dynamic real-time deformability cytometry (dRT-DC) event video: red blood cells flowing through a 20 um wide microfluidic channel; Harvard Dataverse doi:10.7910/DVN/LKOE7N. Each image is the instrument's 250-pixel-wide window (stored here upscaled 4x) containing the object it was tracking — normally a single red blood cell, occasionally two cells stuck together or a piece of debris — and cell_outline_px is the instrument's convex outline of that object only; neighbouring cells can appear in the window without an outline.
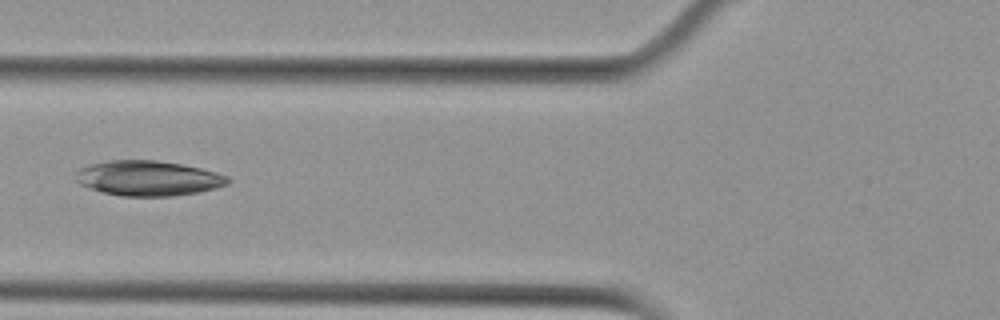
{"species": "Egyptian fruit bat (a non-hibernating species)", "species_latin": "Rousettus aegyptiacus", "temperature_condition": "cold", "stored_images_in_passage": 3, "camera_frame_rate_fps": 3000, "um_per_image_px": 0.085, "animal": {"sex": "female"}, "frame": {"image": 1, "passage_image": 2, "time_ms": 1.333, "image_size_px": [1000, 320], "cell_outline_px": [[232, 180], [228, 184], [216, 188], [200, 192], [172, 196], [120, 196], [104, 192], [80, 184], [76, 180], [76, 172], [80, 168], [92, 164], [108, 160], [156, 160], [180, 164], [200, 168], [216, 172], [228, 176]], "centroid_in_image_um": [12.63, 15.15], "position_along_channel_um": 113.2, "area_um2": 31.04}}
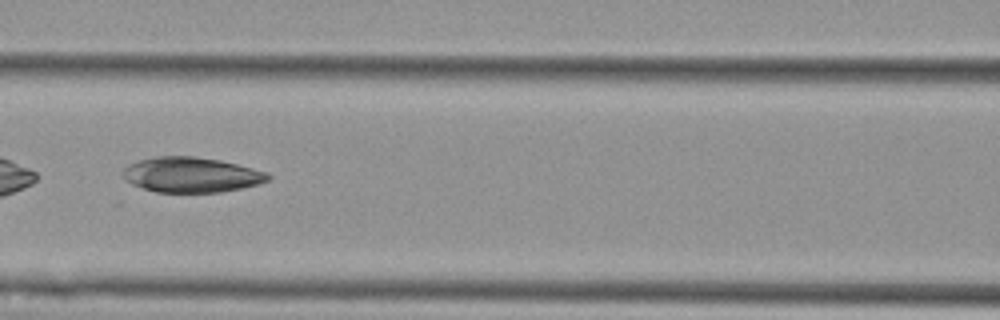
{"frame": {"image": 2, "passage_image": 3, "time_ms": 2.333, "image_size_px": [1000, 320], "cell_outline_px": [[272, 176], [268, 180], [244, 188], [220, 192], [156, 192], [132, 184], [124, 176], [124, 168], [128, 164], [140, 160], [156, 156], [196, 156], [220, 160], [268, 172]], "centroid_in_image_um": [16.29, 14.85], "position_along_channel_um": 150.3, "area_um2": 29.59}}